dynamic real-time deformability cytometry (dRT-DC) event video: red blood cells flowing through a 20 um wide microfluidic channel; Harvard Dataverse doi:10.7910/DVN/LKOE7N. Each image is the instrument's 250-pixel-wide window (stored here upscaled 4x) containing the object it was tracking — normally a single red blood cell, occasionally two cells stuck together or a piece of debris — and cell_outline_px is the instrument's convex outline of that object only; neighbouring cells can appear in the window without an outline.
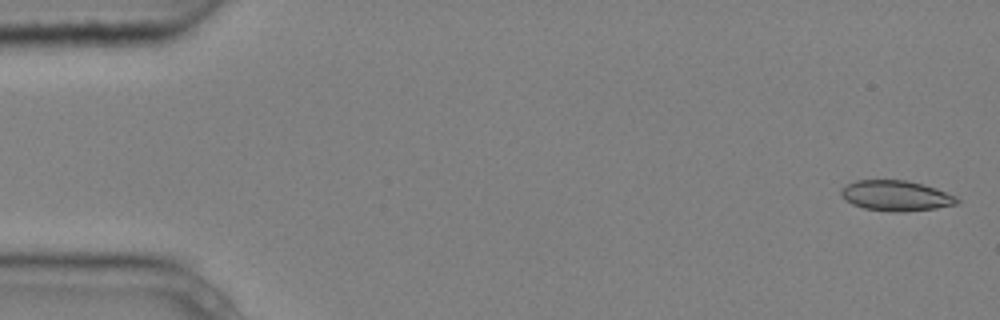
{"species": "common noctule bat (a hibernating species)", "species_latin": "Nyctalus noctula", "temperature_condition": "cold", "stored_images_in_passage": 2, "camera_frame_rate_fps": 3000, "um_per_image_px": 0.085, "animal": {"sex": "male", "body_mass_g": 20.4}, "frame": {"image": 1, "passage_image": 2, "time_ms": 0.333, "image_size_px": [1000, 320], "cell_outline_px": [[960, 200], [956, 204], [936, 208], [904, 212], [892, 212], [864, 208], [852, 204], [840, 196], [840, 188], [856, 180], [904, 180], [936, 188], [956, 196]], "centroid_in_image_um": [76.13, 16.64], "position_along_channel_um": 8.9, "area_um2": 20.52}}